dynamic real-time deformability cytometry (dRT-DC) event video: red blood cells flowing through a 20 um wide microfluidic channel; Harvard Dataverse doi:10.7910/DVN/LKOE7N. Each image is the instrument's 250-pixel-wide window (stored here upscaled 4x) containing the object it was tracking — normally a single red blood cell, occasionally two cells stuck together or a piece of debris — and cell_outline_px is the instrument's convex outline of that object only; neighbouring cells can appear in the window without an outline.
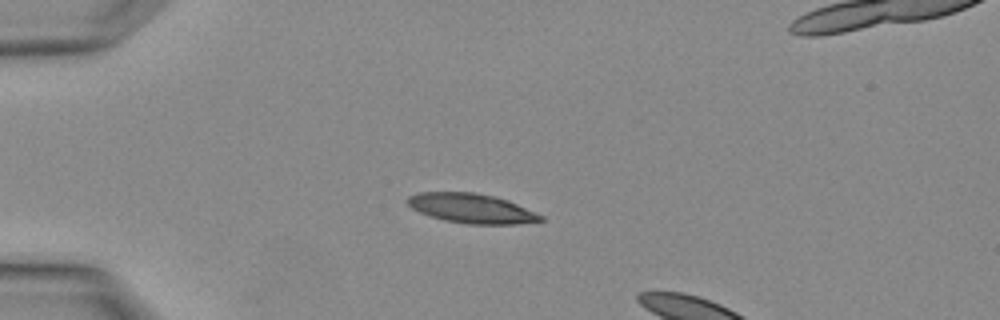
{"species": "Egyptian fruit bat (a non-hibernating species)", "species_latin": "Rousettus aegyptiacus", "temperature_condition": "warm", "stored_images_in_passage": 4, "camera_frame_rate_fps": 3000, "um_per_image_px": 0.085, "animal": {"sex": "female"}, "frame": {"image": 1, "passage_image": 2, "time_ms": 0.333, "image_size_px": [1000, 320], "cell_outline_px": [[544, 220], [516, 224], [468, 224], [444, 220], [420, 212], [412, 208], [408, 204], [408, 196], [416, 192], [476, 192], [508, 200], [544, 216]], "centroid_in_image_um": [40.08, 17.7], "position_along_channel_um": 44.9, "area_um2": 22.77}}